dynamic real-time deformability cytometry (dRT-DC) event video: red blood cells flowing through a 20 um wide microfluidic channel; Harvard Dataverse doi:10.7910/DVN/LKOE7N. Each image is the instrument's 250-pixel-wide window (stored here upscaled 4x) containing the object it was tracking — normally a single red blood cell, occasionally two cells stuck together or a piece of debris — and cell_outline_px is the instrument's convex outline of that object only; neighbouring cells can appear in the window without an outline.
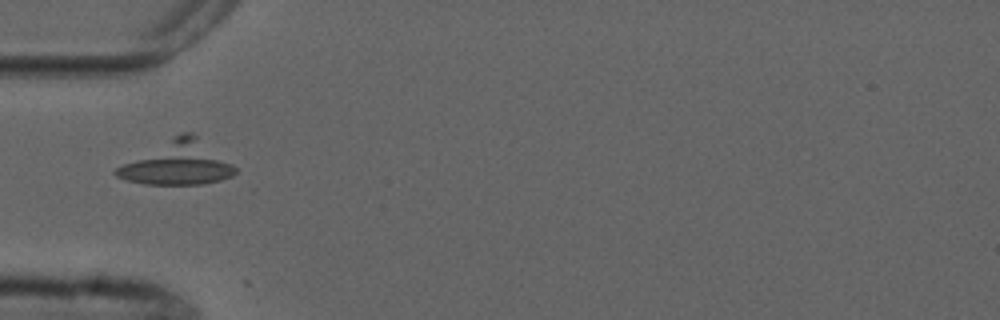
{"species": "common noctule bat (a hibernating species)", "species_latin": "Nyctalus noctula", "temperature_condition": "cold", "stored_images_in_passage": 2, "camera_frame_rate_fps": 3000, "um_per_image_px": 0.085, "animal": {"sex": "male", "forearm_length_mm": 52.5}, "frame": {"image": 1, "passage_image": 1, "time_ms": 0.0, "image_size_px": [1000, 320], "cell_outline_px": [[236, 172], [232, 176], [220, 180], [204, 184], [144, 184], [128, 180], [116, 176], [112, 172], [116, 168], [172, 136], [180, 132], [192, 132], [232, 164], [236, 168]], "centroid_in_image_um": [15.09, 13.88], "position_along_channel_um": 69.9, "area_um2": 29.59}}
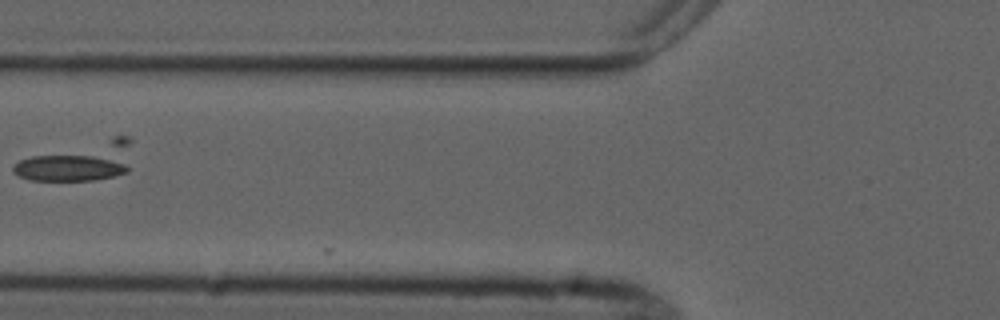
{"frame": {"image": 2, "passage_image": 2, "time_ms": 1.333, "image_size_px": [1000, 320], "cell_outline_px": [[132, 140], [128, 172], [96, 180], [28, 180], [12, 172], [12, 168], [20, 160], [32, 156], [116, 136], [128, 136]], "centroid_in_image_um": [6.74, 13.74], "position_along_channel_um": 119.1, "area_um2": 26.41}}